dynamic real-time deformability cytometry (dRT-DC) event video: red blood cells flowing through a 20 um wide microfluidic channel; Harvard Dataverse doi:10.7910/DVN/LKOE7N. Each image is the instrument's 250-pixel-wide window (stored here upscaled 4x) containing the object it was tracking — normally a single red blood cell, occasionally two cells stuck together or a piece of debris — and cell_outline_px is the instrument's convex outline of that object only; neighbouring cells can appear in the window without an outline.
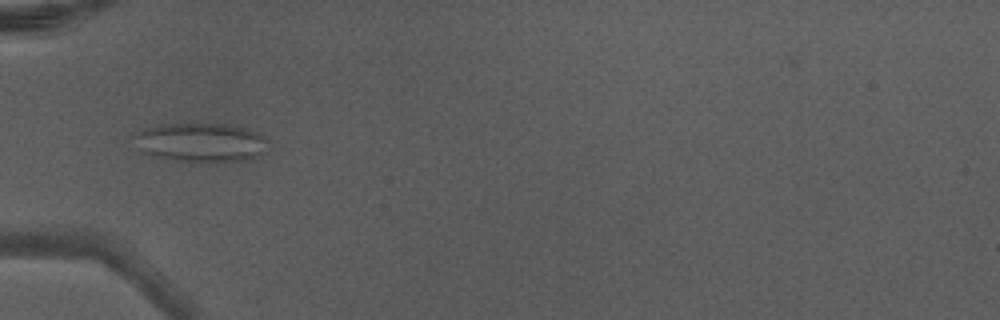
{"species": "Egyptian fruit bat (a non-hibernating species)", "species_latin": "Rousettus aegyptiacus", "temperature_condition": "warm", "stored_images_in_passage": 4, "camera_frame_rate_fps": 3000, "um_per_image_px": 0.085, "animal": {"sex": "male"}, "frame": {"image": 1, "passage_image": 4, "time_ms": 1.0, "image_size_px": [1000, 320], "cell_outline_px": [[268, 148], [264, 152], [248, 160], [180, 160], [156, 156], [144, 152], [132, 136], [148, 128], [164, 124], [228, 124], [244, 128], [256, 132], [264, 136], [268, 140]], "centroid_in_image_um": [17.15, 12.08], "position_along_channel_um": 67.9, "area_um2": 29.48}}